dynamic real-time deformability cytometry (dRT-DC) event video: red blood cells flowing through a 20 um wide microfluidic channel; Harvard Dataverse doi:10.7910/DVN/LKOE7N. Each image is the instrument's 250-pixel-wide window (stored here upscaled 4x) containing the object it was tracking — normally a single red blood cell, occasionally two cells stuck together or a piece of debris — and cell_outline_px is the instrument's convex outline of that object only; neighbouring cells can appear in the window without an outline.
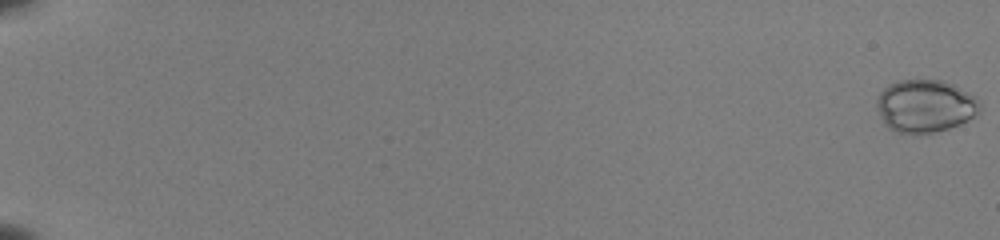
{"species": "common noctule bat (a hibernating species)", "species_latin": "Nyctalus noctula", "temperature_condition": "room temperature", "stored_images_in_passage": 18, "camera_frame_rate_fps": 3000, "um_per_image_px": 0.085, "animal": {"sex": "female", "body_mass_g": 22.0, "forearm_length_mm": 56.7}, "frame": {"image": 1, "passage_image": 1, "time_ms": 0.0, "image_size_px": [1000, 240], "cell_outline_px": [[980, 112], [968, 120], [960, 124], [948, 128], [916, 136], [896, 132], [884, 124], [876, 104], [876, 100], [880, 92], [884, 88], [900, 80], [940, 80], [956, 84], [972, 96], [980, 104]], "centroid_in_image_um": [78.63, 9.03], "position_along_channel_um": 6.4, "area_um2": 31.73}}